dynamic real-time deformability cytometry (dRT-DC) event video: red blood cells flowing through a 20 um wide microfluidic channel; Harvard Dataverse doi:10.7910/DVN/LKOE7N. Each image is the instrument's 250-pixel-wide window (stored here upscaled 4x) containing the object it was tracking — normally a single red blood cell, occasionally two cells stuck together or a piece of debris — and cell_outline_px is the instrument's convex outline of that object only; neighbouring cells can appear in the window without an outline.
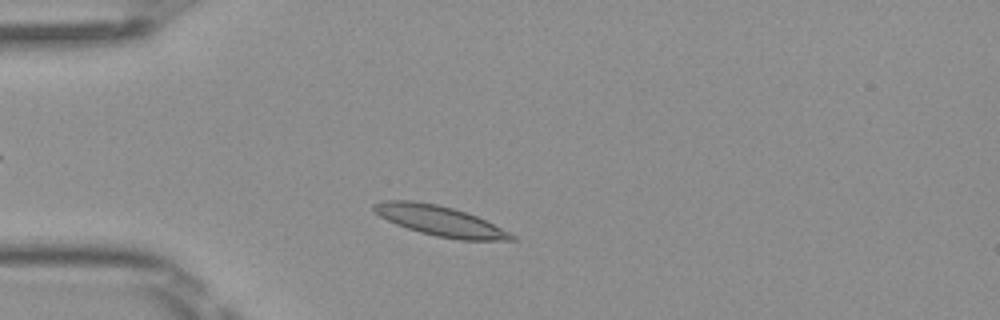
{"species": "Egyptian fruit bat (a non-hibernating species)", "species_latin": "Rousettus aegyptiacus", "temperature_condition": "room temperature", "stored_images_in_passage": 1, "camera_frame_rate_fps": 3000, "um_per_image_px": 0.085, "frame": {"image": 1, "passage_image": 1, "time_ms": 0.0, "image_size_px": [1000, 320], "cell_outline_px": [[516, 240], [460, 240], [436, 236], [420, 232], [396, 224], [380, 216], [372, 208], [372, 204], [384, 200], [412, 200], [436, 204], [452, 208], [476, 216], [512, 232], [516, 236]], "centroid_in_image_um": [37.42, 18.77], "position_along_channel_um": 47.6, "area_um2": 24.04}}